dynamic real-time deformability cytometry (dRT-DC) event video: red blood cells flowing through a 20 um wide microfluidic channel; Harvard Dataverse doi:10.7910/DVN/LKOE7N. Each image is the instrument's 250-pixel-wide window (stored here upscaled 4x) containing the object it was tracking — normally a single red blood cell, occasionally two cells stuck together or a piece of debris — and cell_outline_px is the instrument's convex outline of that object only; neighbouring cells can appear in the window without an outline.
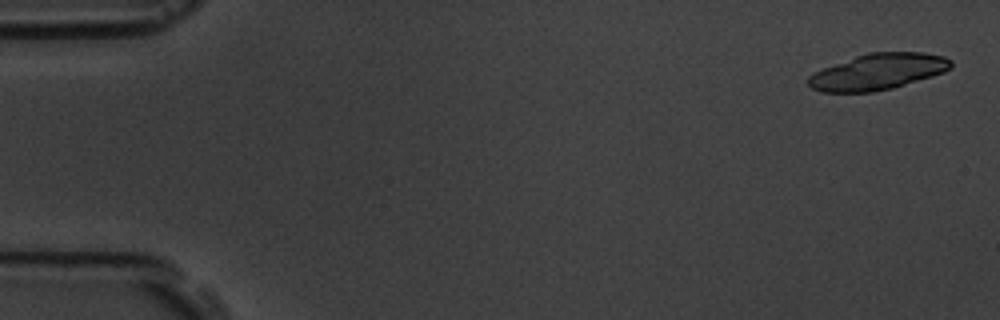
{"species": "common noctule bat (a hibernating species)", "species_latin": "Nyctalus noctula", "temperature_condition": "room temperature", "stored_images_in_passage": 5, "camera_frame_rate_fps": 3000, "um_per_image_px": 0.085, "animal": {"sex": "male", "body_mass_g": 19.5, "forearm_length_mm": 54.6}, "frame": {"image": 1, "passage_image": 1, "time_ms": 0.0, "image_size_px": [1000, 320], "cell_outline_px": [[952, 68], [944, 72], [932, 76], [892, 88], [872, 92], [820, 92], [812, 88], [808, 84], [808, 76], [812, 72], [856, 56], [868, 52], [924, 52], [944, 56], [952, 60]], "centroid_in_image_um": [74.63, 6.09], "position_along_channel_um": 10.4, "area_um2": 30.06}}